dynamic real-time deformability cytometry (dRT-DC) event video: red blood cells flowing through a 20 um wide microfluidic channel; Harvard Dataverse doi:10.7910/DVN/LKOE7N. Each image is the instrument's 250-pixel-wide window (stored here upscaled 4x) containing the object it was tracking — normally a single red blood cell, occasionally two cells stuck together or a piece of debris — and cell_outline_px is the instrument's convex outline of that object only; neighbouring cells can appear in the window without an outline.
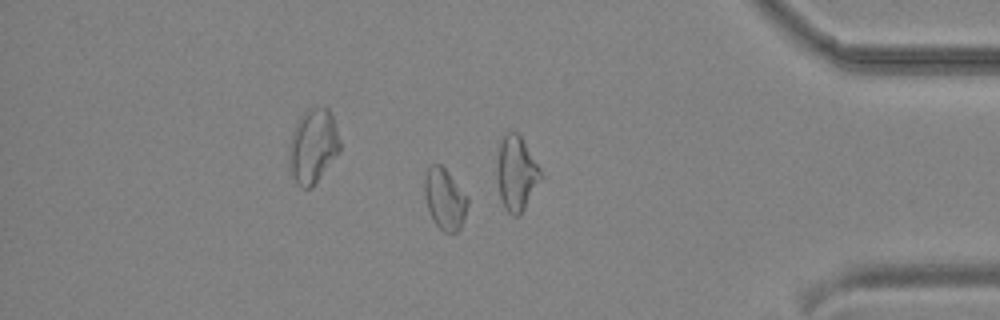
{"species": "common noctule bat (a hibernating species)", "species_latin": "Nyctalus noctula", "temperature_condition": "cold", "stored_images_in_passage": 42, "camera_frame_rate_fps": 3000, "um_per_image_px": 0.085, "animal": {"sex": "male", "body_mass_g": 19.2, "forearm_length_mm": 51.8}, "frame": {"image": 1, "passage_image": 36, "time_ms": 11.667, "image_size_px": [1000, 320], "cell_outline_px": [[468, 204], [460, 228], [456, 232], [444, 232], [432, 220], [424, 196], [424, 176], [428, 168], [432, 164], [440, 164], [448, 172], [468, 196]], "centroid_in_image_um": [37.79, 16.9], "position_along_channel_um": 397.4, "area_um2": 15.32}}